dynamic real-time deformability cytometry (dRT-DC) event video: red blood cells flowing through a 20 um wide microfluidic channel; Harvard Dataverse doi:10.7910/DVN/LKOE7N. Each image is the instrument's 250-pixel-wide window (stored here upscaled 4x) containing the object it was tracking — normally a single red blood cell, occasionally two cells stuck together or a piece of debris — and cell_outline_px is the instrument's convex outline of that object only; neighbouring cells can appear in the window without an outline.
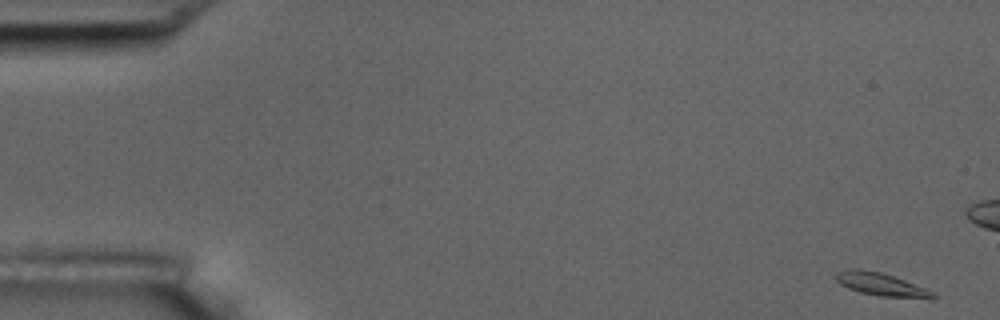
{"species": "common noctule bat (a hibernating species)", "species_latin": "Nyctalus noctula", "temperature_condition": "room temperature", "stored_images_in_passage": 9, "segment_of_instrument_passage": [1, 2], "camera_frame_rate_fps": 3000, "um_per_image_px": 0.085, "animal": {"sex": "male", "body_mass_g": 17.5, "forearm_length_mm": 52.3}, "frame": {"image": 1, "passage_image": 1, "time_ms": 0.0, "image_size_px": [1000, 320], "cell_outline_px": [[936, 296], [932, 300], [880, 296], [860, 292], [848, 288], [840, 284], [836, 280], [836, 272], [848, 268], [860, 268], [880, 272], [904, 280], [924, 288], [932, 292]], "centroid_in_image_um": [74.89, 24.18], "position_along_channel_um": 10.1, "area_um2": 13.06}}
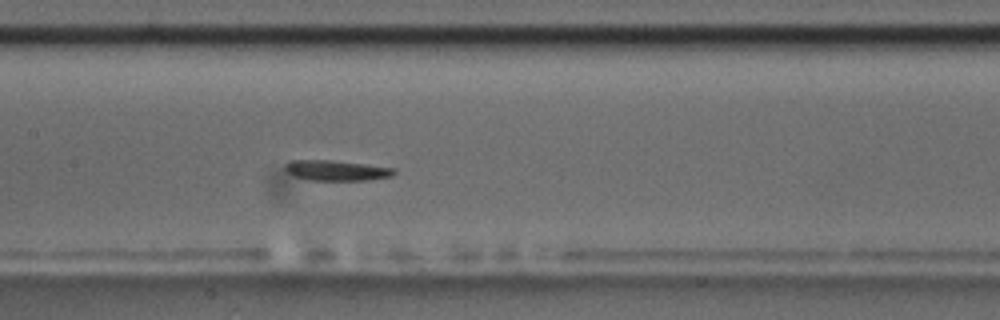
{"frame": {"image": 2, "passage_image": 8, "time_ms": 2.333, "image_size_px": [1000, 320], "cell_outline_px": [[396, 172], [392, 176], [368, 180], [308, 180], [292, 176], [284, 168], [284, 164], [292, 160], [332, 160], [396, 168]], "centroid_in_image_um": [28.58, 14.49], "position_along_channel_um": 178.8, "area_um2": 13.01}}